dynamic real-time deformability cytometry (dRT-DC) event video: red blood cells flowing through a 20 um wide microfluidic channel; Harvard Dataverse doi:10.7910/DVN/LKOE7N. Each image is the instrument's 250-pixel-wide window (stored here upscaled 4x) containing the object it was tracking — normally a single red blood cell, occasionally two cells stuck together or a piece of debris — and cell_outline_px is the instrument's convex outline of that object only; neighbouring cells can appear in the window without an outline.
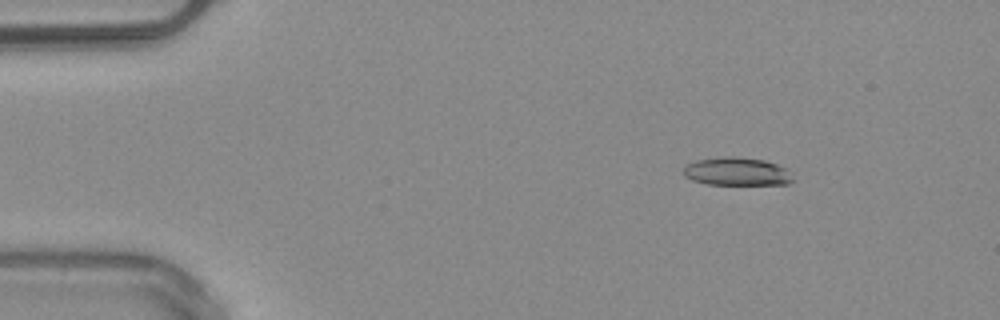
{"species": "common noctule bat (a hibernating species)", "species_latin": "Nyctalus noctula", "temperature_condition": "warm", "stored_images_in_passage": 51, "camera_frame_rate_fps": 3000, "um_per_image_px": 0.085, "animal": {"sex": "male", "body_mass_g": 20.4}, "frame": {"image": 1, "passage_image": 7, "time_ms": 2.0, "image_size_px": [1000, 320], "cell_outline_px": [[792, 180], [788, 184], [708, 184], [692, 180], [684, 176], [684, 168], [688, 164], [696, 160], [732, 156], [764, 160], [776, 164], [784, 168]], "centroid_in_image_um": [62.58, 14.58], "position_along_channel_um": 22.4, "area_um2": 17.46}}
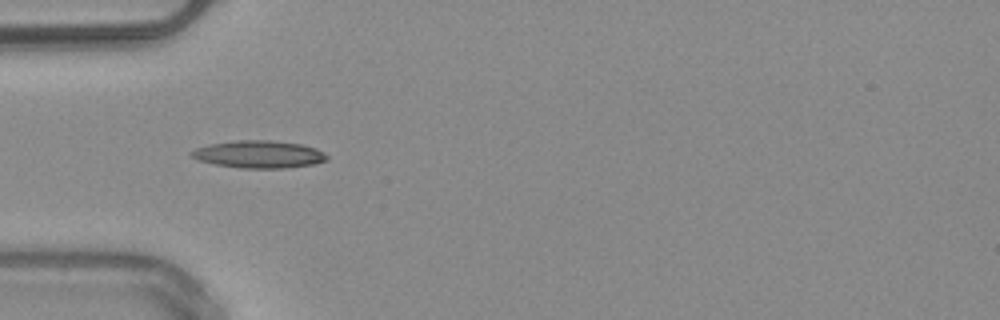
{"frame": {"image": 2, "passage_image": 16, "time_ms": 5.0, "image_size_px": [1000, 320], "cell_outline_px": [[328, 160], [312, 164], [284, 168], [240, 168], [216, 164], [200, 160], [188, 156], [188, 152], [196, 148], [212, 144], [236, 140], [272, 140], [300, 144], [316, 148], [324, 152], [328, 156]], "centroid_in_image_um": [22.0, 13.11], "position_along_channel_um": 63.0, "area_um2": 21.62}, "authors_computed_cell_mechanics": {"area_um2": 18.8428, "velocity_mm_per_s": 4.0363, "shape_relaxation_time_tau1_ms": 9.1823, "shape_relaxation_time_tau2_ms": null, "deformation_change_tau1": 0.1894, "deformation_change_tau2": null}}